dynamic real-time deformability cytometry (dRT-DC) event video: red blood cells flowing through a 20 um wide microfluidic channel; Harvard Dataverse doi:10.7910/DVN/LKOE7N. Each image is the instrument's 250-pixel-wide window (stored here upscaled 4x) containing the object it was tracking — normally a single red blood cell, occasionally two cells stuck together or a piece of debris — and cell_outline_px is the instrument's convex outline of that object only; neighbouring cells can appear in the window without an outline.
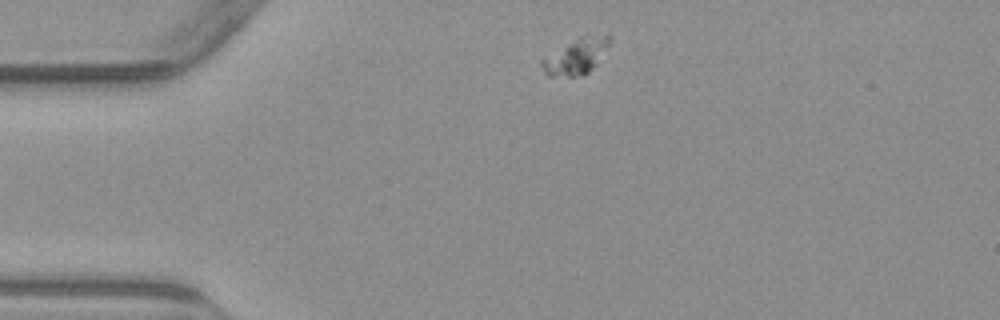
{"species": "common noctule bat (a hibernating species)", "species_latin": "Nyctalus noctula", "temperature_condition": "warm", "stored_images_in_passage": 3, "camera_frame_rate_fps": 3000, "um_per_image_px": 0.085, "animal": {"sex": "male", "body_mass_g": 23.1, "forearm_length_mm": 52.7}, "frame": {"image": 1, "passage_image": 1, "time_ms": 0.0, "image_size_px": [1000, 320], "cell_outline_px": [[612, 40], [596, 64], [588, 72], [572, 76], [548, 76], [544, 72], [540, 64], [540, 60], [576, 36], [608, 32]], "centroid_in_image_um": [48.98, 4.71], "position_along_channel_um": 36.0, "area_um2": 14.39}}
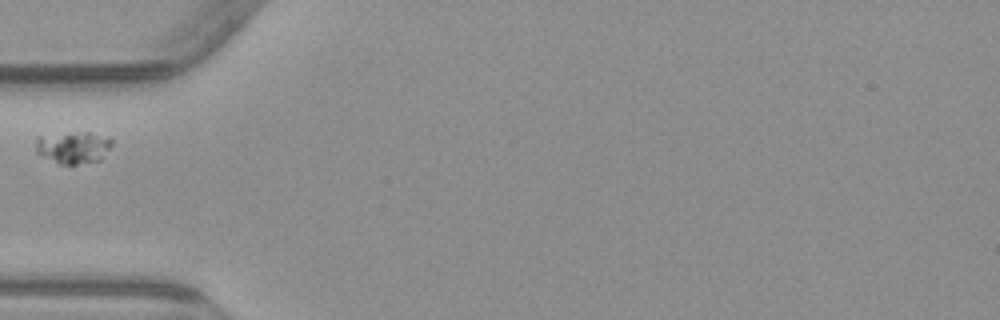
{"frame": {"image": 2, "passage_image": 3, "time_ms": 2.333, "image_size_px": [1000, 320], "cell_outline_px": [[112, 144], [100, 160], [76, 164], [56, 164], [40, 156], [36, 152], [36, 136], [84, 132], [88, 132], [112, 140]], "centroid_in_image_um": [6.15, 12.55], "position_along_channel_um": 78.8, "area_um2": 14.05}}